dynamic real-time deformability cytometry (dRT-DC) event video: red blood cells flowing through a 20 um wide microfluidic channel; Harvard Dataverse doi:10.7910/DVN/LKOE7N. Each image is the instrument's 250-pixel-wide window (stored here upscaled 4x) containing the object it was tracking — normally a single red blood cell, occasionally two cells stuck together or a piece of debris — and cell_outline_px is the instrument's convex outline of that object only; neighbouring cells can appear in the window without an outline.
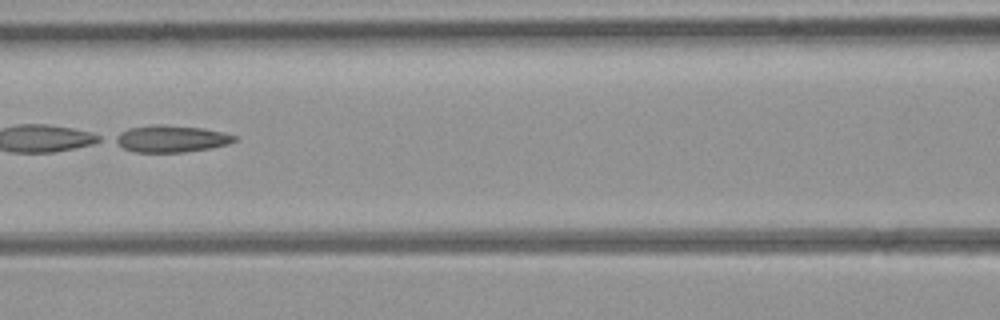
{"species": "common noctule bat (a hibernating species)", "species_latin": "Nyctalus noctula", "temperature_condition": "room temperature", "stored_images_in_passage": 9, "camera_frame_rate_fps": 3000, "um_per_image_px": 0.085, "animal": {"sex": "female", "body_mass_g": 21.9}, "frame": {"image": 1, "passage_image": 7, "time_ms": 7.667, "image_size_px": [1000, 320], "cell_outline_px": [[240, 140], [228, 144], [208, 148], [184, 152], [136, 152], [124, 148], [112, 140], [112, 136], [128, 128], [152, 124], [164, 124], [204, 128], [224, 132], [240, 136]], "centroid_in_image_um": [14.57, 11.77], "position_along_channel_um": 152.0, "area_um2": 19.07}}